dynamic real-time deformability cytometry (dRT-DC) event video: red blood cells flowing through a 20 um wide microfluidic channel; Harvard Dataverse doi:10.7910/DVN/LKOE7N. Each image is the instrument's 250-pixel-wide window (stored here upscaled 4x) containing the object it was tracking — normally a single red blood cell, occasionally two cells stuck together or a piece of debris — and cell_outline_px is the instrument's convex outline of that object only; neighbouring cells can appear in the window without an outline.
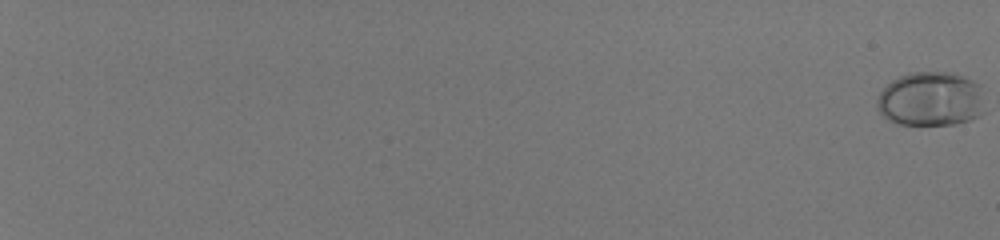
{"species": "human", "species_latin": "Homo sapiens", "temperature_condition": "room temperature", "stored_images_in_passage": 58, "camera_frame_rate_fps": 3000, "um_per_image_px": 0.085, "donor": {"sex": "male"}, "frame": {"image": 1, "passage_image": 1, "time_ms": 0.0, "image_size_px": [1000, 240], "cell_outline_px": [[984, 112], [980, 116], [956, 124], [896, 124], [888, 120], [880, 112], [876, 104], [876, 100], [880, 92], [892, 80], [900, 76], [912, 72], [952, 72], [964, 76], [980, 84]], "centroid_in_image_um": [79.12, 8.41], "position_along_channel_um": 5.9, "area_um2": 34.28}}
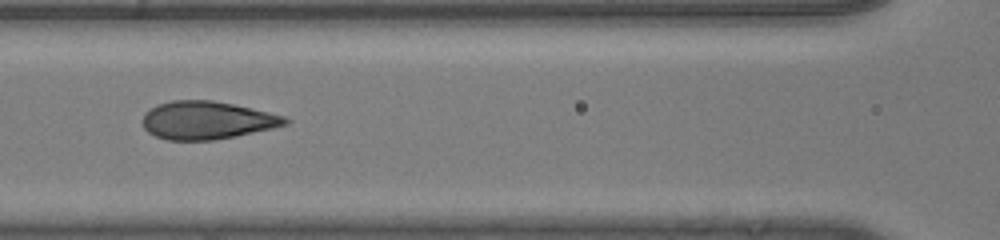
{"frame": {"image": 2, "passage_image": 34, "time_ms": 11.0, "image_size_px": [1000, 240], "cell_outline_px": [[292, 120], [288, 124], [272, 128], [236, 136], [212, 140], [168, 140], [156, 136], [148, 132], [144, 128], [144, 112], [156, 104], [172, 100], [212, 100], [232, 104], [268, 112], [284, 116]], "centroid_in_image_um": [17.58, 10.22], "position_along_channel_um": 149.0, "area_um2": 31.44}}
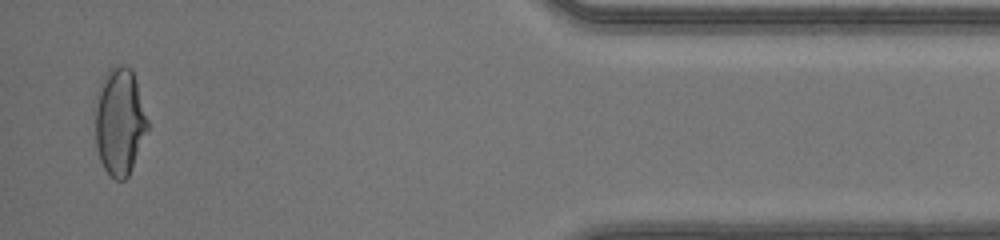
{"frame": {"image": 3, "passage_image": 57, "time_ms": 18.667, "image_size_px": [1000, 240], "cell_outline_px": [[148, 128], [132, 168], [128, 176], [124, 180], [116, 180], [104, 168], [100, 160], [96, 144], [92, 108], [96, 92], [104, 76], [112, 68], [124, 64], [132, 68], [136, 80], [148, 120]], "centroid_in_image_um": [10.13, 10.31], "position_along_channel_um": 425.1, "area_um2": 33.23}, "authors_computed_cell_mechanics": {"area_um2": 31.9345, "velocity_mm_per_s": 4.1604, "shape_relaxation_time_tau1_ms": 4.9, "shape_relaxation_time_tau2_ms": null, "deformation_change_tau1": 0.1951, "deformation_change_tau2": null}}